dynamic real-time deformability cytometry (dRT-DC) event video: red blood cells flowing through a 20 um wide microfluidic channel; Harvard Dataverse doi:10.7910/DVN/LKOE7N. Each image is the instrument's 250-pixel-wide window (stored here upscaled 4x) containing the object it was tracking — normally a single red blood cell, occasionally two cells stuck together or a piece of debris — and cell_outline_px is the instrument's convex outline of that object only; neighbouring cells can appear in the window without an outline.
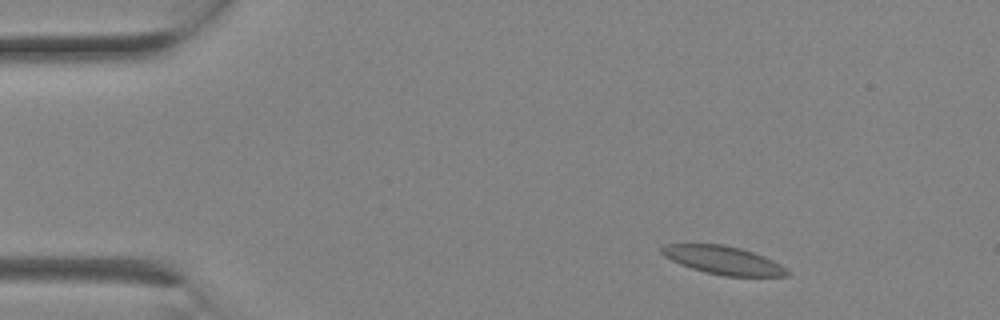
{"species": "Egyptian fruit bat (a non-hibernating species)", "species_latin": "Rousettus aegyptiacus", "temperature_condition": "room temperature", "stored_images_in_passage": 2, "camera_frame_rate_fps": 3000, "um_per_image_px": 0.085, "animal": {"sex": "female"}, "frame": {"image": 1, "passage_image": 2, "time_ms": 0.333, "image_size_px": [1000, 320], "cell_outline_px": [[792, 272], [788, 276], [724, 276], [704, 272], [680, 264], [664, 256], [660, 252], [660, 248], [664, 244], [724, 244], [740, 248], [764, 256], [780, 264]], "centroid_in_image_um": [61.48, 22.12], "position_along_channel_um": 23.5, "area_um2": 20.69}}